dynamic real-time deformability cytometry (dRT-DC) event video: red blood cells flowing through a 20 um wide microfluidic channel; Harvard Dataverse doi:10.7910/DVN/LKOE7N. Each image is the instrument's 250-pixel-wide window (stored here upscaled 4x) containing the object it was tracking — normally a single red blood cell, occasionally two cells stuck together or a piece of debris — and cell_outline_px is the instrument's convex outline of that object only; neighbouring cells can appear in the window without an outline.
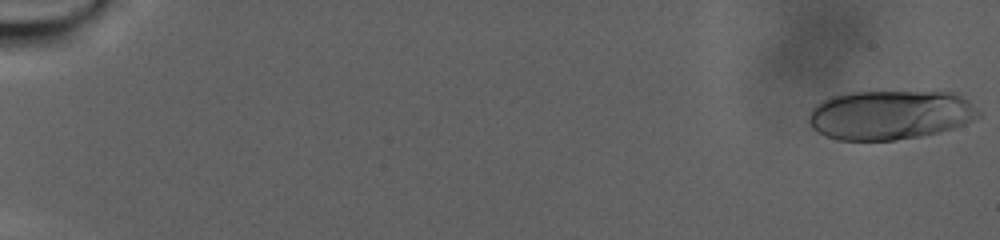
{"species": "human", "species_latin": "Homo sapiens", "temperature_condition": "warm", "stored_images_in_passage": 105, "camera_frame_rate_fps": 3000, "um_per_image_px": 0.085, "donor": {"sex": "male"}, "frame": {"image": 1, "passage_image": 1, "time_ms": 0.0, "image_size_px": [1000, 240], "cell_outline_px": [[980, 116], [964, 124], [940, 132], [920, 136], [896, 140], [836, 140], [824, 136], [816, 132], [812, 128], [808, 120], [808, 112], [816, 104], [832, 96], [852, 92], [956, 92], [968, 100], [980, 112]], "centroid_in_image_um": [75.63, 9.77], "position_along_channel_um": 9.4, "area_um2": 49.07}}
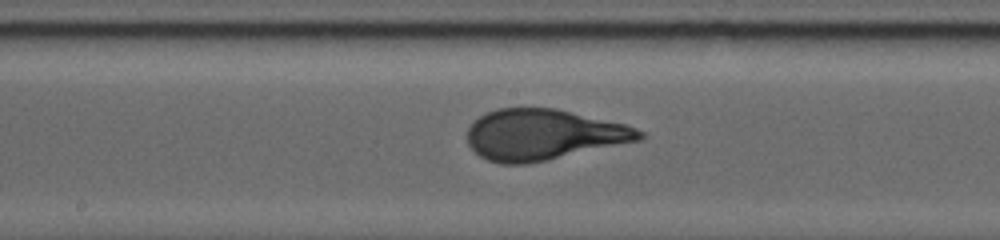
{"frame": {"image": 2, "passage_image": 59, "time_ms": 19.333, "image_size_px": [1000, 240], "cell_outline_px": [[644, 140], [528, 164], [500, 164], [488, 160], [480, 156], [468, 144], [468, 128], [484, 112], [496, 108], [556, 108], [624, 124], [636, 128], [644, 132]], "centroid_in_image_um": [46.2, 11.45], "position_along_channel_um": 202.0, "area_um2": 51.1}}
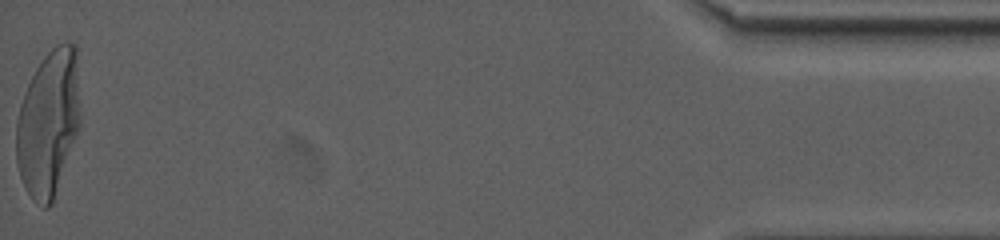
{"frame": {"image": 3, "passage_image": 105, "time_ms": 34.667, "image_size_px": [1000, 240], "cell_outline_px": [[80, 128], [52, 204], [48, 208], [44, 208], [32, 200], [20, 176], [16, 160], [16, 120], [20, 104], [24, 92], [36, 68], [44, 56], [56, 44], [68, 40], [76, 44], [80, 116]], "centroid_in_image_um": [4.13, 10.45], "position_along_channel_um": 431.1, "area_um2": 55.08}, "authors_computed_cell_mechanics": {"area_um2": 49.9392, "velocity_mm_per_s": 2.0333, "shape_relaxation_time_tau1_ms": 11.0042, "shape_relaxation_time_tau2_ms": null, "deformation_change_tau1": 0.2959, "deformation_change_tau2": null}}